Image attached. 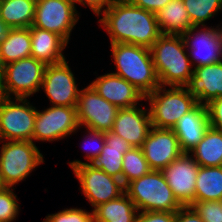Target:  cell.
<instances>
[{
	"label": "cell",
	"instance_id": "obj_28",
	"mask_svg": "<svg viewBox=\"0 0 222 222\" xmlns=\"http://www.w3.org/2000/svg\"><path fill=\"white\" fill-rule=\"evenodd\" d=\"M195 201H222V166H200L196 178Z\"/></svg>",
	"mask_w": 222,
	"mask_h": 222
},
{
	"label": "cell",
	"instance_id": "obj_37",
	"mask_svg": "<svg viewBox=\"0 0 222 222\" xmlns=\"http://www.w3.org/2000/svg\"><path fill=\"white\" fill-rule=\"evenodd\" d=\"M77 9V5L90 8L95 17H99L114 0H73Z\"/></svg>",
	"mask_w": 222,
	"mask_h": 222
},
{
	"label": "cell",
	"instance_id": "obj_8",
	"mask_svg": "<svg viewBox=\"0 0 222 222\" xmlns=\"http://www.w3.org/2000/svg\"><path fill=\"white\" fill-rule=\"evenodd\" d=\"M37 107L30 98H0V141H32Z\"/></svg>",
	"mask_w": 222,
	"mask_h": 222
},
{
	"label": "cell",
	"instance_id": "obj_32",
	"mask_svg": "<svg viewBox=\"0 0 222 222\" xmlns=\"http://www.w3.org/2000/svg\"><path fill=\"white\" fill-rule=\"evenodd\" d=\"M16 187H5L0 191V222H14L20 214V203Z\"/></svg>",
	"mask_w": 222,
	"mask_h": 222
},
{
	"label": "cell",
	"instance_id": "obj_33",
	"mask_svg": "<svg viewBox=\"0 0 222 222\" xmlns=\"http://www.w3.org/2000/svg\"><path fill=\"white\" fill-rule=\"evenodd\" d=\"M42 222H93V210L67 207L57 213L47 214Z\"/></svg>",
	"mask_w": 222,
	"mask_h": 222
},
{
	"label": "cell",
	"instance_id": "obj_18",
	"mask_svg": "<svg viewBox=\"0 0 222 222\" xmlns=\"http://www.w3.org/2000/svg\"><path fill=\"white\" fill-rule=\"evenodd\" d=\"M144 103L119 109L114 121L112 132L124 138L132 147H141L152 127L150 112Z\"/></svg>",
	"mask_w": 222,
	"mask_h": 222
},
{
	"label": "cell",
	"instance_id": "obj_41",
	"mask_svg": "<svg viewBox=\"0 0 222 222\" xmlns=\"http://www.w3.org/2000/svg\"><path fill=\"white\" fill-rule=\"evenodd\" d=\"M6 186L3 184L2 179L0 178V191L4 189Z\"/></svg>",
	"mask_w": 222,
	"mask_h": 222
},
{
	"label": "cell",
	"instance_id": "obj_9",
	"mask_svg": "<svg viewBox=\"0 0 222 222\" xmlns=\"http://www.w3.org/2000/svg\"><path fill=\"white\" fill-rule=\"evenodd\" d=\"M82 129L78 124L77 107L49 105L43 110L37 108L32 141L35 144L58 142Z\"/></svg>",
	"mask_w": 222,
	"mask_h": 222
},
{
	"label": "cell",
	"instance_id": "obj_15",
	"mask_svg": "<svg viewBox=\"0 0 222 222\" xmlns=\"http://www.w3.org/2000/svg\"><path fill=\"white\" fill-rule=\"evenodd\" d=\"M199 168V164L189 153H182L160 170L174 197L182 206H190L195 202V185Z\"/></svg>",
	"mask_w": 222,
	"mask_h": 222
},
{
	"label": "cell",
	"instance_id": "obj_26",
	"mask_svg": "<svg viewBox=\"0 0 222 222\" xmlns=\"http://www.w3.org/2000/svg\"><path fill=\"white\" fill-rule=\"evenodd\" d=\"M189 154L199 166H222V131L210 126Z\"/></svg>",
	"mask_w": 222,
	"mask_h": 222
},
{
	"label": "cell",
	"instance_id": "obj_3",
	"mask_svg": "<svg viewBox=\"0 0 222 222\" xmlns=\"http://www.w3.org/2000/svg\"><path fill=\"white\" fill-rule=\"evenodd\" d=\"M109 47L116 69L112 73L127 80L145 96L160 86L150 48L126 43Z\"/></svg>",
	"mask_w": 222,
	"mask_h": 222
},
{
	"label": "cell",
	"instance_id": "obj_20",
	"mask_svg": "<svg viewBox=\"0 0 222 222\" xmlns=\"http://www.w3.org/2000/svg\"><path fill=\"white\" fill-rule=\"evenodd\" d=\"M197 103L207 105L222 96V61L194 68L185 86Z\"/></svg>",
	"mask_w": 222,
	"mask_h": 222
},
{
	"label": "cell",
	"instance_id": "obj_21",
	"mask_svg": "<svg viewBox=\"0 0 222 222\" xmlns=\"http://www.w3.org/2000/svg\"><path fill=\"white\" fill-rule=\"evenodd\" d=\"M30 37L31 56L35 59L46 65L57 64L67 59L64 52L68 43L58 34L31 26Z\"/></svg>",
	"mask_w": 222,
	"mask_h": 222
},
{
	"label": "cell",
	"instance_id": "obj_25",
	"mask_svg": "<svg viewBox=\"0 0 222 222\" xmlns=\"http://www.w3.org/2000/svg\"><path fill=\"white\" fill-rule=\"evenodd\" d=\"M30 28H10L0 43V68L8 63L31 56Z\"/></svg>",
	"mask_w": 222,
	"mask_h": 222
},
{
	"label": "cell",
	"instance_id": "obj_34",
	"mask_svg": "<svg viewBox=\"0 0 222 222\" xmlns=\"http://www.w3.org/2000/svg\"><path fill=\"white\" fill-rule=\"evenodd\" d=\"M190 207L204 222H222V201H195Z\"/></svg>",
	"mask_w": 222,
	"mask_h": 222
},
{
	"label": "cell",
	"instance_id": "obj_24",
	"mask_svg": "<svg viewBox=\"0 0 222 222\" xmlns=\"http://www.w3.org/2000/svg\"><path fill=\"white\" fill-rule=\"evenodd\" d=\"M93 210V222H135L138 209L126 193Z\"/></svg>",
	"mask_w": 222,
	"mask_h": 222
},
{
	"label": "cell",
	"instance_id": "obj_16",
	"mask_svg": "<svg viewBox=\"0 0 222 222\" xmlns=\"http://www.w3.org/2000/svg\"><path fill=\"white\" fill-rule=\"evenodd\" d=\"M141 149L152 170H161L167 167L183 153L172 129L153 126Z\"/></svg>",
	"mask_w": 222,
	"mask_h": 222
},
{
	"label": "cell",
	"instance_id": "obj_14",
	"mask_svg": "<svg viewBox=\"0 0 222 222\" xmlns=\"http://www.w3.org/2000/svg\"><path fill=\"white\" fill-rule=\"evenodd\" d=\"M119 108L100 96L90 84L80 89L77 119L80 127L110 132Z\"/></svg>",
	"mask_w": 222,
	"mask_h": 222
},
{
	"label": "cell",
	"instance_id": "obj_10",
	"mask_svg": "<svg viewBox=\"0 0 222 222\" xmlns=\"http://www.w3.org/2000/svg\"><path fill=\"white\" fill-rule=\"evenodd\" d=\"M72 171L79 182L78 189L93 209L125 193L122 180L108 175L92 164L82 163L72 168Z\"/></svg>",
	"mask_w": 222,
	"mask_h": 222
},
{
	"label": "cell",
	"instance_id": "obj_12",
	"mask_svg": "<svg viewBox=\"0 0 222 222\" xmlns=\"http://www.w3.org/2000/svg\"><path fill=\"white\" fill-rule=\"evenodd\" d=\"M193 68L222 61V23L215 26H193L183 33Z\"/></svg>",
	"mask_w": 222,
	"mask_h": 222
},
{
	"label": "cell",
	"instance_id": "obj_23",
	"mask_svg": "<svg viewBox=\"0 0 222 222\" xmlns=\"http://www.w3.org/2000/svg\"><path fill=\"white\" fill-rule=\"evenodd\" d=\"M155 15L162 34L182 35L193 27L182 0H171Z\"/></svg>",
	"mask_w": 222,
	"mask_h": 222
},
{
	"label": "cell",
	"instance_id": "obj_31",
	"mask_svg": "<svg viewBox=\"0 0 222 222\" xmlns=\"http://www.w3.org/2000/svg\"><path fill=\"white\" fill-rule=\"evenodd\" d=\"M84 129V133L83 137L84 138L82 140L83 144L81 146V148H83L82 150L84 151V157L86 162L82 161L81 159H75V160H71L69 162H67L69 164V167L72 169L82 163H86V164H91V162L93 160H95L100 153L103 150L104 144H105V133L104 132H99L96 130H92V129H88L83 127ZM88 145V146H87Z\"/></svg>",
	"mask_w": 222,
	"mask_h": 222
},
{
	"label": "cell",
	"instance_id": "obj_17",
	"mask_svg": "<svg viewBox=\"0 0 222 222\" xmlns=\"http://www.w3.org/2000/svg\"><path fill=\"white\" fill-rule=\"evenodd\" d=\"M89 84L100 96L119 109L135 107L145 101V95L140 90L112 72L100 76L97 74Z\"/></svg>",
	"mask_w": 222,
	"mask_h": 222
},
{
	"label": "cell",
	"instance_id": "obj_6",
	"mask_svg": "<svg viewBox=\"0 0 222 222\" xmlns=\"http://www.w3.org/2000/svg\"><path fill=\"white\" fill-rule=\"evenodd\" d=\"M151 125L172 129L177 121L198 103L186 87L162 86L145 96ZM149 104V105H148Z\"/></svg>",
	"mask_w": 222,
	"mask_h": 222
},
{
	"label": "cell",
	"instance_id": "obj_22",
	"mask_svg": "<svg viewBox=\"0 0 222 222\" xmlns=\"http://www.w3.org/2000/svg\"><path fill=\"white\" fill-rule=\"evenodd\" d=\"M132 146L119 135L105 132V144L100 155L91 162L97 168L106 172L108 175L122 180V165L124 153L129 151Z\"/></svg>",
	"mask_w": 222,
	"mask_h": 222
},
{
	"label": "cell",
	"instance_id": "obj_13",
	"mask_svg": "<svg viewBox=\"0 0 222 222\" xmlns=\"http://www.w3.org/2000/svg\"><path fill=\"white\" fill-rule=\"evenodd\" d=\"M68 59L47 65L41 89L52 106L77 107L80 88Z\"/></svg>",
	"mask_w": 222,
	"mask_h": 222
},
{
	"label": "cell",
	"instance_id": "obj_7",
	"mask_svg": "<svg viewBox=\"0 0 222 222\" xmlns=\"http://www.w3.org/2000/svg\"><path fill=\"white\" fill-rule=\"evenodd\" d=\"M47 65L34 57L20 59L0 68V93L4 97L31 98L41 90Z\"/></svg>",
	"mask_w": 222,
	"mask_h": 222
},
{
	"label": "cell",
	"instance_id": "obj_2",
	"mask_svg": "<svg viewBox=\"0 0 222 222\" xmlns=\"http://www.w3.org/2000/svg\"><path fill=\"white\" fill-rule=\"evenodd\" d=\"M150 51L160 85H187L194 68L181 35L162 34Z\"/></svg>",
	"mask_w": 222,
	"mask_h": 222
},
{
	"label": "cell",
	"instance_id": "obj_19",
	"mask_svg": "<svg viewBox=\"0 0 222 222\" xmlns=\"http://www.w3.org/2000/svg\"><path fill=\"white\" fill-rule=\"evenodd\" d=\"M209 127L207 106L198 103L177 121L172 130L178 138L181 151L189 153L202 140Z\"/></svg>",
	"mask_w": 222,
	"mask_h": 222
},
{
	"label": "cell",
	"instance_id": "obj_4",
	"mask_svg": "<svg viewBox=\"0 0 222 222\" xmlns=\"http://www.w3.org/2000/svg\"><path fill=\"white\" fill-rule=\"evenodd\" d=\"M0 145V178L6 187L26 181L45 162L33 141H0Z\"/></svg>",
	"mask_w": 222,
	"mask_h": 222
},
{
	"label": "cell",
	"instance_id": "obj_36",
	"mask_svg": "<svg viewBox=\"0 0 222 222\" xmlns=\"http://www.w3.org/2000/svg\"><path fill=\"white\" fill-rule=\"evenodd\" d=\"M209 113L210 126L222 131V96L206 105Z\"/></svg>",
	"mask_w": 222,
	"mask_h": 222
},
{
	"label": "cell",
	"instance_id": "obj_5",
	"mask_svg": "<svg viewBox=\"0 0 222 222\" xmlns=\"http://www.w3.org/2000/svg\"><path fill=\"white\" fill-rule=\"evenodd\" d=\"M125 193L139 212H177L182 207L160 170H151L129 182L125 186Z\"/></svg>",
	"mask_w": 222,
	"mask_h": 222
},
{
	"label": "cell",
	"instance_id": "obj_38",
	"mask_svg": "<svg viewBox=\"0 0 222 222\" xmlns=\"http://www.w3.org/2000/svg\"><path fill=\"white\" fill-rule=\"evenodd\" d=\"M135 6L147 10L152 13H157L165 7L171 0H129Z\"/></svg>",
	"mask_w": 222,
	"mask_h": 222
},
{
	"label": "cell",
	"instance_id": "obj_27",
	"mask_svg": "<svg viewBox=\"0 0 222 222\" xmlns=\"http://www.w3.org/2000/svg\"><path fill=\"white\" fill-rule=\"evenodd\" d=\"M35 6V0H0V17L10 28H30Z\"/></svg>",
	"mask_w": 222,
	"mask_h": 222
},
{
	"label": "cell",
	"instance_id": "obj_11",
	"mask_svg": "<svg viewBox=\"0 0 222 222\" xmlns=\"http://www.w3.org/2000/svg\"><path fill=\"white\" fill-rule=\"evenodd\" d=\"M73 0H38L32 26L54 32L68 44L71 34L81 18Z\"/></svg>",
	"mask_w": 222,
	"mask_h": 222
},
{
	"label": "cell",
	"instance_id": "obj_29",
	"mask_svg": "<svg viewBox=\"0 0 222 222\" xmlns=\"http://www.w3.org/2000/svg\"><path fill=\"white\" fill-rule=\"evenodd\" d=\"M122 160V183L124 186L152 170L145 159L141 147H132L124 153Z\"/></svg>",
	"mask_w": 222,
	"mask_h": 222
},
{
	"label": "cell",
	"instance_id": "obj_40",
	"mask_svg": "<svg viewBox=\"0 0 222 222\" xmlns=\"http://www.w3.org/2000/svg\"><path fill=\"white\" fill-rule=\"evenodd\" d=\"M10 27L4 22V20L0 17V43H2L6 35L8 34Z\"/></svg>",
	"mask_w": 222,
	"mask_h": 222
},
{
	"label": "cell",
	"instance_id": "obj_1",
	"mask_svg": "<svg viewBox=\"0 0 222 222\" xmlns=\"http://www.w3.org/2000/svg\"><path fill=\"white\" fill-rule=\"evenodd\" d=\"M110 44L126 43L150 48L162 35L155 13L132 4L129 0H114L98 17Z\"/></svg>",
	"mask_w": 222,
	"mask_h": 222
},
{
	"label": "cell",
	"instance_id": "obj_39",
	"mask_svg": "<svg viewBox=\"0 0 222 222\" xmlns=\"http://www.w3.org/2000/svg\"><path fill=\"white\" fill-rule=\"evenodd\" d=\"M175 222H204V221L190 206H182L175 214Z\"/></svg>",
	"mask_w": 222,
	"mask_h": 222
},
{
	"label": "cell",
	"instance_id": "obj_30",
	"mask_svg": "<svg viewBox=\"0 0 222 222\" xmlns=\"http://www.w3.org/2000/svg\"><path fill=\"white\" fill-rule=\"evenodd\" d=\"M193 26L207 25V21L222 12V0H182Z\"/></svg>",
	"mask_w": 222,
	"mask_h": 222
},
{
	"label": "cell",
	"instance_id": "obj_35",
	"mask_svg": "<svg viewBox=\"0 0 222 222\" xmlns=\"http://www.w3.org/2000/svg\"><path fill=\"white\" fill-rule=\"evenodd\" d=\"M176 212H138L135 222H175Z\"/></svg>",
	"mask_w": 222,
	"mask_h": 222
}]
</instances>
